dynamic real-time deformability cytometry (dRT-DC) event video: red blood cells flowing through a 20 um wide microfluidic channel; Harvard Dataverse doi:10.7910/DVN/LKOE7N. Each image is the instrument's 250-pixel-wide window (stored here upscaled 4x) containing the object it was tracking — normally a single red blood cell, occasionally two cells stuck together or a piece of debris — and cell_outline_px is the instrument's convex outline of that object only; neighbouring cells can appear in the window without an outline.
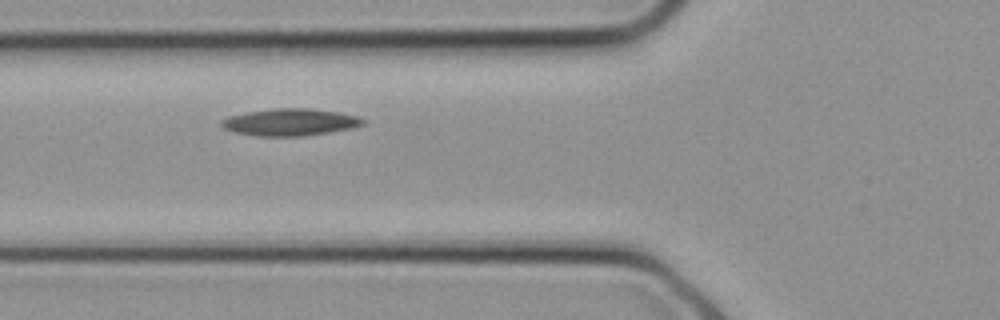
{"species": "common noctule bat (a hibernating species)", "species_latin": "Nyctalus noctula", "temperature_condition": "cold", "stored_images_in_passage": 7, "camera_frame_rate_fps": 3000, "um_per_image_px": 0.085, "animal": {"sex": "female", "body_mass_g": 21.9}, "frame": {"image": 1, "passage_image": 4, "time_ms": 1.0, "image_size_px": [1000, 320], "cell_outline_px": [[368, 120], [364, 124], [352, 128], [304, 136], [256, 136], [236, 132], [224, 128], [220, 124], [220, 120], [228, 116], [248, 112], [272, 108], [308, 108], [336, 112], [360, 116]], "centroid_in_image_um": [24.68, 10.38], "position_along_channel_um": 101.1, "area_um2": 22.37}}
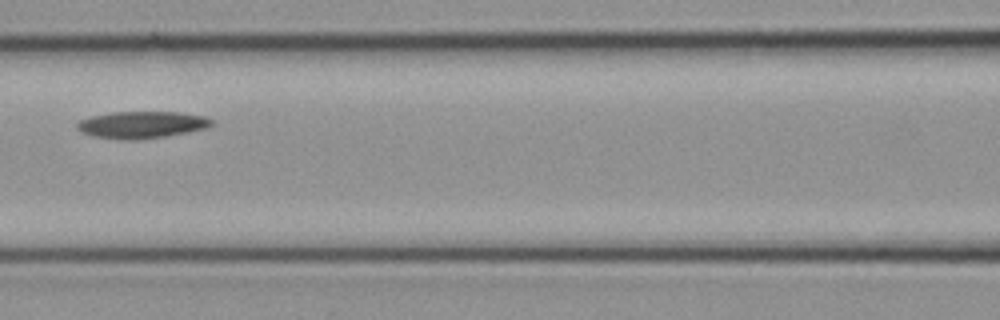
{"frame": {"image": 2, "passage_image": 6, "time_ms": 1.667, "image_size_px": [1000, 320], "cell_outline_px": [[212, 124], [208, 128], [188, 132], [140, 140], [120, 140], [92, 136], [80, 132], [76, 128], [76, 124], [80, 120], [92, 116], [112, 112], [176, 112], [204, 116], [212, 120]], "centroid_in_image_um": [12.01, 10.61], "position_along_channel_um": 154.6, "area_um2": 21.21}}